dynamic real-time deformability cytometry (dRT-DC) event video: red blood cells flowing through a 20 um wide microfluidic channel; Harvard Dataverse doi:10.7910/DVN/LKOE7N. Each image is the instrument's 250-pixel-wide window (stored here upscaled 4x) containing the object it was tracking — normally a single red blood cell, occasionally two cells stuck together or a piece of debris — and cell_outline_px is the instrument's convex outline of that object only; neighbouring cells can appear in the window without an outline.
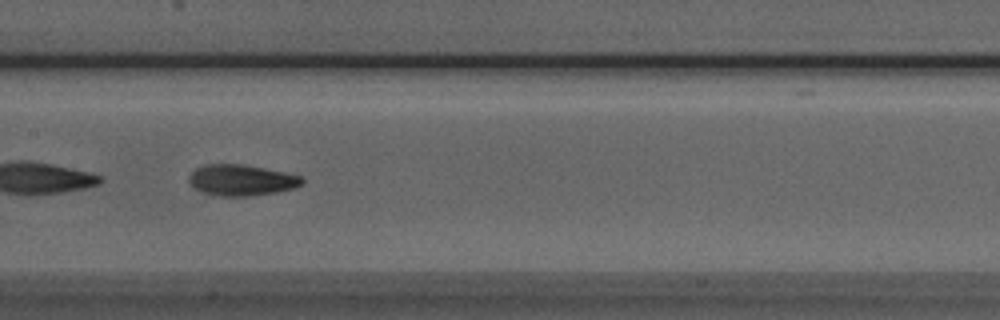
{"species": "Egyptian fruit bat (a non-hibernating species)", "species_latin": "Rousettus aegyptiacus", "temperature_condition": "room temperature", "stored_images_in_passage": 36, "camera_frame_rate_fps": 3000, "um_per_image_px": 0.085, "animal": {"sex": "male"}, "frame": {"image": 1, "passage_image": 25, "time_ms": 8.0, "image_size_px": [1000, 320], "cell_outline_px": [[304, 184], [296, 188], [276, 192], [248, 196], [216, 196], [204, 192], [196, 188], [188, 180], [188, 176], [196, 168], [204, 164], [244, 164], [284, 172], [300, 176], [304, 180]], "centroid_in_image_um": [20.54, 15.31], "position_along_channel_um": 186.9, "area_um2": 20.46}}